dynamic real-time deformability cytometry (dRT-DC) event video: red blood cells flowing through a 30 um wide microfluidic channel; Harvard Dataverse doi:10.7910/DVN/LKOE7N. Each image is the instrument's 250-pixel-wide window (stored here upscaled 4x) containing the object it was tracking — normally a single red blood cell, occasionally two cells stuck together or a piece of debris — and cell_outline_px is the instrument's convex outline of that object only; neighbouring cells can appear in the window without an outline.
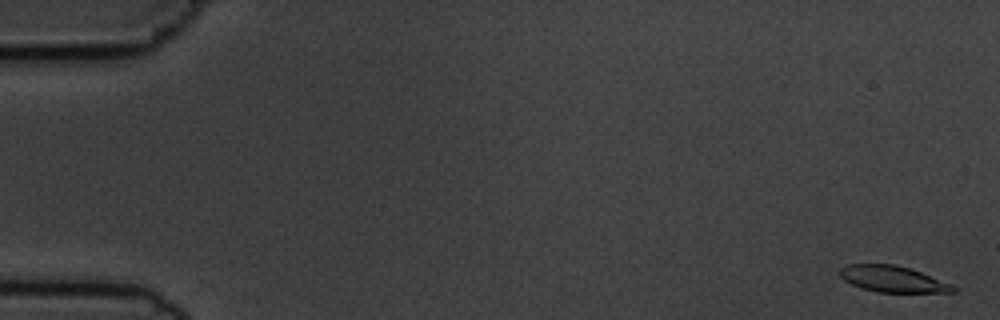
{"species": "common noctule bat (a hibernating species)", "species_latin": "Nyctalus noctula", "temperature_condition": "cold", "stored_images_in_passage": 11, "camera_frame_rate_fps": 3000, "um_per_image_px": 0.085, "animal": {"sex": "male", "body_mass_g": 19.5, "forearm_length_mm": 54.6}, "frame": {"image": 1, "passage_image": 1, "time_ms": 0.0, "image_size_px": [1000, 320], "cell_outline_px": [[960, 288], [956, 292], [876, 292], [860, 288], [844, 280], [836, 272], [840, 268], [848, 264], [892, 264], [908, 268], [920, 272]], "centroid_in_image_um": [75.83, 23.72], "position_along_channel_um": 9.2, "area_um2": 17.28}}
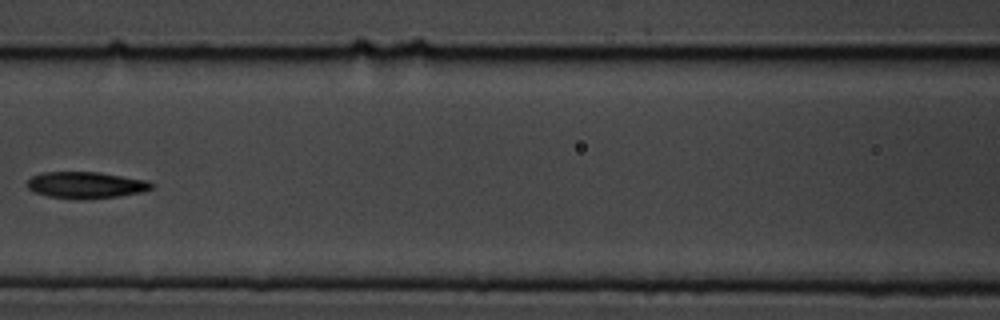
{"frame": {"image": 2, "passage_image": 7, "time_ms": 8.0, "image_size_px": [1000, 320], "cell_outline_px": [[152, 188], [140, 192], [120, 196], [48, 196], [36, 192], [28, 188], [28, 180], [32, 176], [44, 172], [100, 172], [148, 180], [152, 184]], "centroid_in_image_um": [7.33, 15.67], "position_along_channel_um": 159.3, "area_um2": 18.15}}
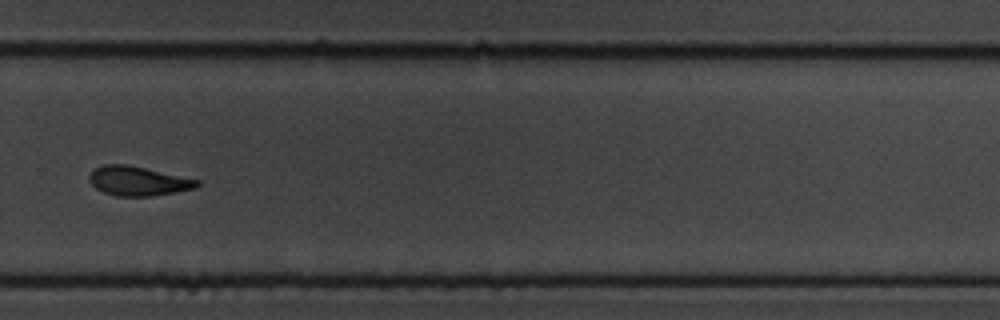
{"frame": {"image": 3, "passage_image": 11, "time_ms": 12.333, "image_size_px": [1000, 320], "cell_outline_px": [[200, 184], [196, 188], [176, 192], [152, 196], [116, 196], [104, 192], [96, 188], [88, 180], [88, 176], [92, 168], [104, 164], [128, 164], [200, 180]], "centroid_in_image_um": [11.71, 15.37], "position_along_channel_um": 318.1, "area_um2": 18.61}}